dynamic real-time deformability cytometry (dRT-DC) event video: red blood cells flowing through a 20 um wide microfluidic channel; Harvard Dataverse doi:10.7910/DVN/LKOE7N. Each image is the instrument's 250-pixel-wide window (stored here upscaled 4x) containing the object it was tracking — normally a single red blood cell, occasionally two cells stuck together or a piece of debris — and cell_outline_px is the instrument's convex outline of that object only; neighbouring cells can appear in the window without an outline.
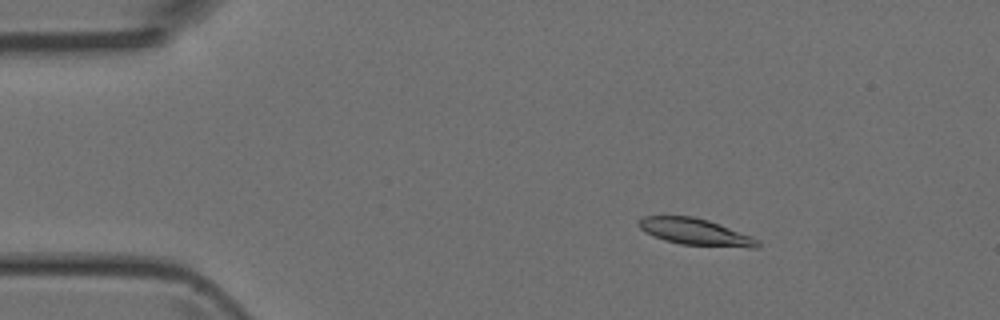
{"species": "Egyptian fruit bat (a non-hibernating species)", "species_latin": "Rousettus aegyptiacus", "temperature_condition": "room temperature", "stored_images_in_passage": 49, "camera_frame_rate_fps": 3000, "um_per_image_px": 0.085, "animal": {"sex": "female"}, "frame": {"image": 1, "passage_image": 8, "time_ms": 2.333, "image_size_px": [1000, 320], "cell_outline_px": [[760, 248], [748, 248], [680, 244], [664, 240], [652, 236], [644, 232], [636, 224], [644, 216], [692, 216], [708, 220], [752, 236], [760, 240]], "centroid_in_image_um": [59.12, 19.72], "position_along_channel_um": 25.9, "area_um2": 18.61}}
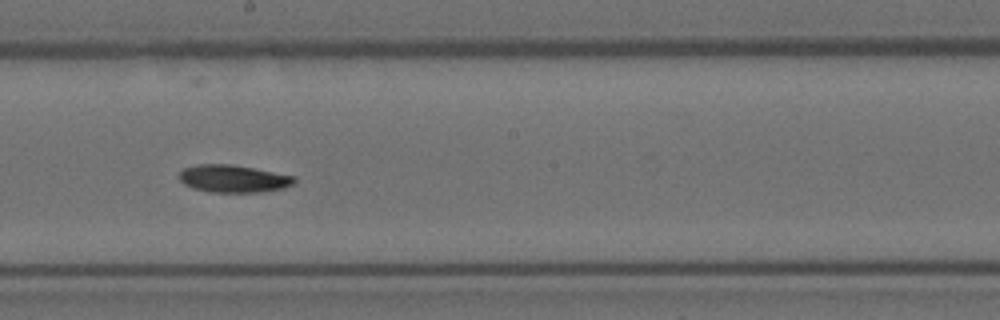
{"frame": {"image": 2, "passage_image": 27, "time_ms": 8.667, "image_size_px": [1000, 320], "cell_outline_px": [[296, 180], [292, 184], [284, 188], [260, 192], [208, 192], [192, 188], [184, 184], [180, 180], [180, 172], [184, 168], [196, 164], [232, 164], [296, 176]], "centroid_in_image_um": [19.83, 15.18], "position_along_channel_um": 228.4, "area_um2": 18.5}}
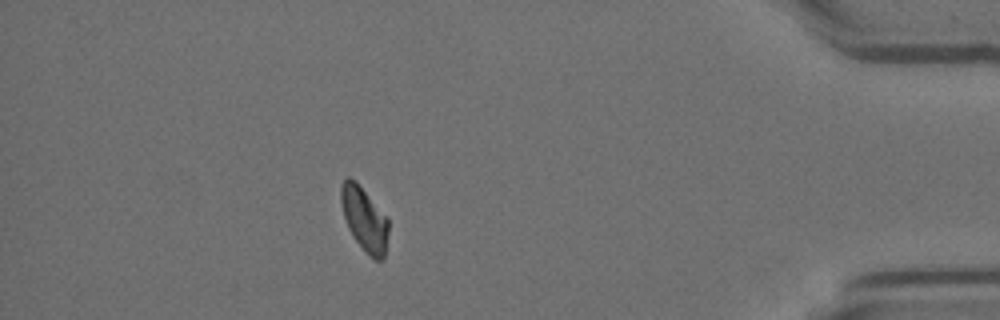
{"frame": {"image": 3, "passage_image": 43, "time_ms": 14.0, "image_size_px": [1000, 320], "cell_outline_px": [[388, 232], [384, 260], [376, 260], [368, 256], [364, 252], [352, 236], [348, 228], [340, 204], [340, 184], [348, 176], [356, 180], [388, 216]], "centroid_in_image_um": [30.97, 18.6], "position_along_channel_um": 404.2, "area_um2": 18.26}}